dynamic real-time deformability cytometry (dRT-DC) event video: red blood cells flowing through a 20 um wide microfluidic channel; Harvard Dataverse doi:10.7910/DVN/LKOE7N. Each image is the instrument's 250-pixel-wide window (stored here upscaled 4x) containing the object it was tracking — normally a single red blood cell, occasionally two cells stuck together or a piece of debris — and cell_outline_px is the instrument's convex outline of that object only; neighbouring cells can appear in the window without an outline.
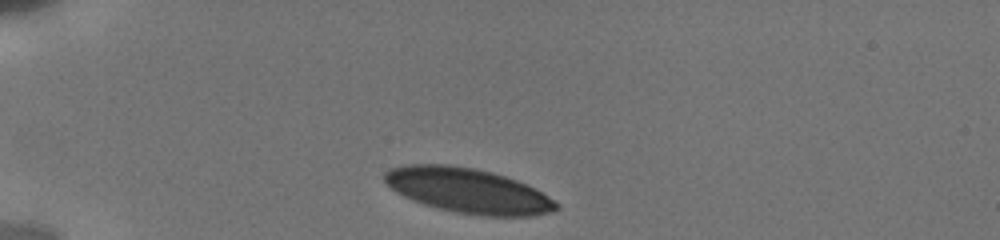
{"species": "human", "species_latin": "Homo sapiens", "temperature_condition": "cold", "stored_images_in_passage": 29, "camera_frame_rate_fps": 3000, "um_per_image_px": 0.085, "donor": {"sex": "male"}, "frame": {"image": 1, "passage_image": 1, "time_ms": 0.0, "image_size_px": [1000, 240], "cell_outline_px": [[560, 208], [548, 212], [528, 216], [480, 216], [456, 212], [424, 204], [412, 200], [396, 192], [384, 180], [384, 172], [392, 168], [408, 164], [448, 164], [472, 168], [492, 172], [516, 180], [548, 196], [560, 204]], "centroid_in_image_um": [39.76, 16.2], "position_along_channel_um": 45.2, "area_um2": 44.45}}
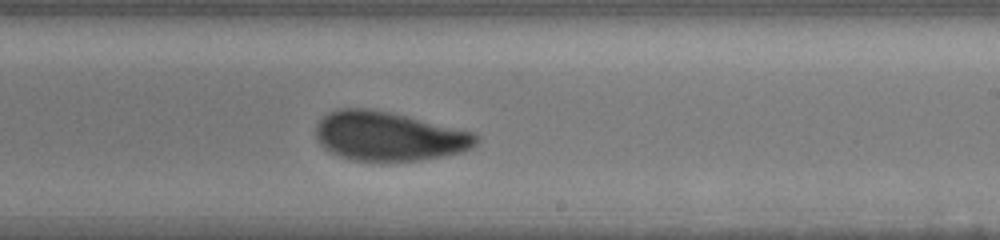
{"frame": {"image": 2, "passage_image": 17, "time_ms": 6.667, "image_size_px": [1000, 240], "cell_outline_px": [[480, 140], [472, 148], [460, 152], [420, 160], [392, 164], [380, 164], [352, 160], [328, 152], [320, 144], [316, 136], [316, 128], [320, 120], [328, 112], [340, 108], [368, 108], [388, 112], [476, 132], [480, 136]], "centroid_in_image_um": [33.05, 11.62], "position_along_channel_um": 255.9, "area_um2": 46.82}}
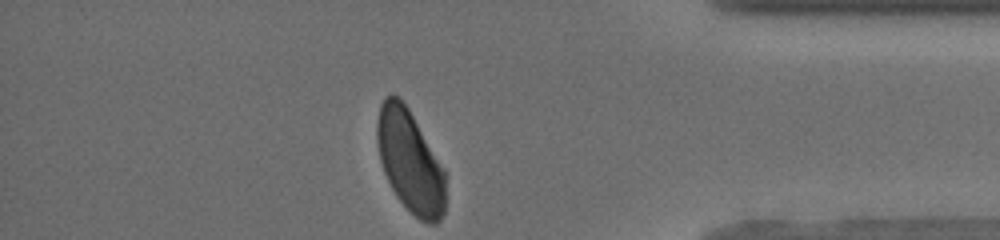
{"frame": {"image": 3, "passage_image": 29, "time_ms": 11.0, "image_size_px": [1000, 240], "cell_outline_px": [[444, 212], [440, 220], [436, 224], [428, 224], [420, 220], [396, 196], [384, 172], [380, 160], [376, 140], [376, 124], [380, 104], [384, 96], [400, 96], [408, 108], [444, 168]], "centroid_in_image_um": [34.83, 13.69], "position_along_channel_um": 400.4, "area_um2": 40.52}, "authors_computed_cell_mechanics": {"area_um2": 45.951, "velocity_mm_per_s": 3.8079, "shape_relaxation_time_tau1_ms": 3.6388, "shape_relaxation_time_tau2_ms": 0.9371, "deformation_change_tau1": 0.1197, "deformation_change_tau2": 0.0564}}